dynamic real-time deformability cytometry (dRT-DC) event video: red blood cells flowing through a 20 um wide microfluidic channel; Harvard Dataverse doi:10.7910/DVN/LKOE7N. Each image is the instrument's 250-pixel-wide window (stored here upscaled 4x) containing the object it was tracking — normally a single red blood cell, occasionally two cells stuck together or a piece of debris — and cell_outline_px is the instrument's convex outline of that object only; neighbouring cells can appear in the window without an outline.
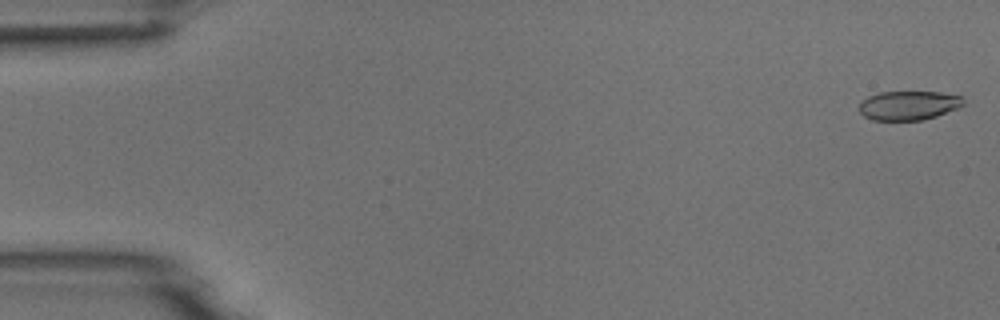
{"species": "common noctule bat (a hibernating species)", "species_latin": "Nyctalus noctula", "temperature_condition": "room temperature", "stored_images_in_passage": 8, "camera_frame_rate_fps": 3000, "um_per_image_px": 0.085, "animal": {"sex": "male", "body_mass_g": 18.8}, "frame": {"image": 1, "passage_image": 1, "time_ms": 0.0, "image_size_px": [1000, 320], "cell_outline_px": [[964, 104], [956, 108], [936, 116], [924, 120], [872, 120], [864, 116], [860, 112], [860, 104], [868, 96], [880, 92], [940, 92], [964, 96]], "centroid_in_image_um": [77.25, 8.96], "position_along_channel_um": 7.7, "area_um2": 17.63}}
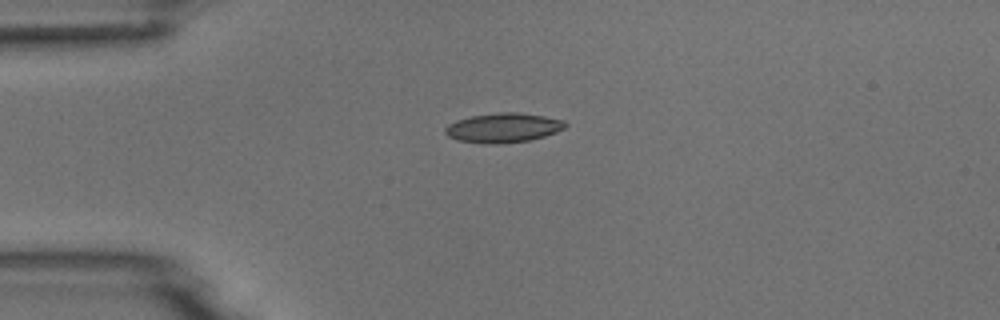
{"frame": {"image": 2, "passage_image": 4, "time_ms": 4.0, "image_size_px": [1000, 320], "cell_outline_px": [[568, 124], [564, 128], [556, 132], [544, 136], [528, 140], [500, 144], [484, 144], [456, 140], [448, 136], [444, 132], [444, 128], [448, 124], [456, 120], [472, 116], [500, 112], [520, 112], [544, 116], [564, 120]], "centroid_in_image_um": [42.75, 10.86], "position_along_channel_um": 42.2, "area_um2": 20.75}}